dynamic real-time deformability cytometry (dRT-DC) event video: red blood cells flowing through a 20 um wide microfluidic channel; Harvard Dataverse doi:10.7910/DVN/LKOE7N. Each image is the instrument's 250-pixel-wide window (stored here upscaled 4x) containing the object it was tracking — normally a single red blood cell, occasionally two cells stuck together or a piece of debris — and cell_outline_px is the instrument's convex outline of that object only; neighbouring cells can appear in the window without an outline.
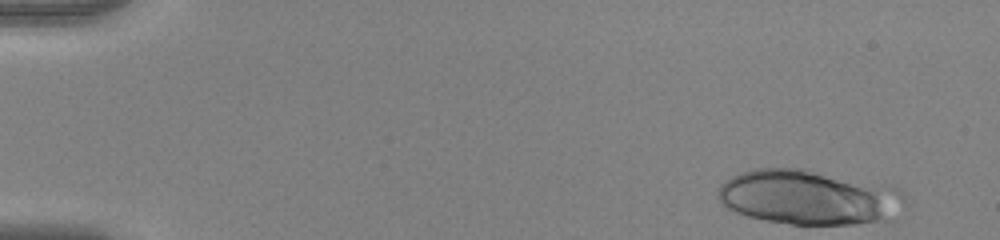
{"species": "human", "species_latin": "Homo sapiens", "temperature_condition": "warm", "stored_images_in_passage": 13, "camera_frame_rate_fps": 3000, "um_per_image_px": 0.085, "donor": {"sex": "female"}, "frame": {"image": 1, "passage_image": 1, "time_ms": 0.0, "image_size_px": [1000, 240], "cell_outline_px": [[896, 220], [856, 224], [792, 224], [764, 220], [748, 216], [724, 208], [720, 200], [720, 184], [732, 176], [740, 172], [756, 168], [804, 168], [872, 192], [876, 196]], "centroid_in_image_um": [68.01, 16.84], "position_along_channel_um": 17.0, "area_um2": 52.83}}